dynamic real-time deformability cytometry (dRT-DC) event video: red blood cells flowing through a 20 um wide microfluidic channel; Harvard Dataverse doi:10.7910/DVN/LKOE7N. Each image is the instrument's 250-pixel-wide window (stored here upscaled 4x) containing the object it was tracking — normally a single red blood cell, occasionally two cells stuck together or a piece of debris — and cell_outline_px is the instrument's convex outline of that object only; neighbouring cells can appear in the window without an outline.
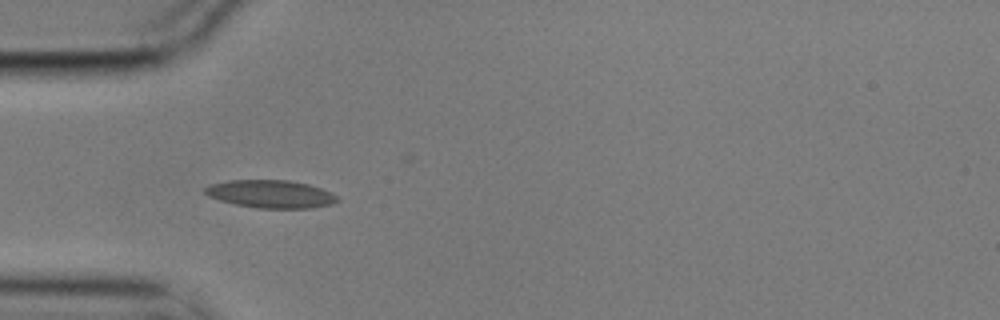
{"species": "common noctule bat (a hibernating species)", "species_latin": "Nyctalus noctula", "temperature_condition": "cold", "stored_images_in_passage": 4, "camera_frame_rate_fps": 3000, "um_per_image_px": 0.085, "animal": {"sex": "male", "body_mass_g": 17.9}, "frame": {"image": 1, "passage_image": 1, "time_ms": 0.0, "image_size_px": [1000, 320], "cell_outline_px": [[340, 200], [332, 204], [312, 208], [256, 208], [236, 204], [220, 200], [208, 196], [204, 192], [204, 188], [208, 184], [228, 180], [288, 180], [308, 184], [320, 188], [336, 196]], "centroid_in_image_um": [22.97, 16.49], "position_along_channel_um": 62.0, "area_um2": 21.44}}
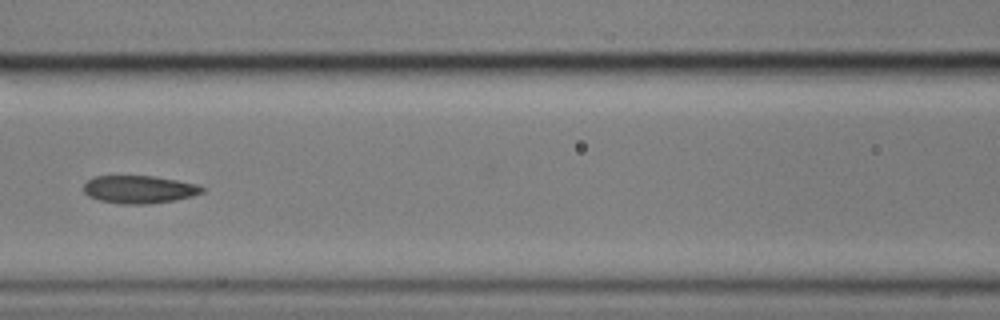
{"frame": {"image": 2, "passage_image": 3, "time_ms": 0.667, "image_size_px": [1000, 320], "cell_outline_px": [[204, 192], [192, 196], [176, 200], [148, 204], [120, 204], [100, 200], [88, 196], [84, 192], [84, 184], [92, 176], [156, 176], [200, 184], [204, 188]], "centroid_in_image_um": [11.86, 16.09], "position_along_channel_um": 154.7, "area_um2": 19.42}}
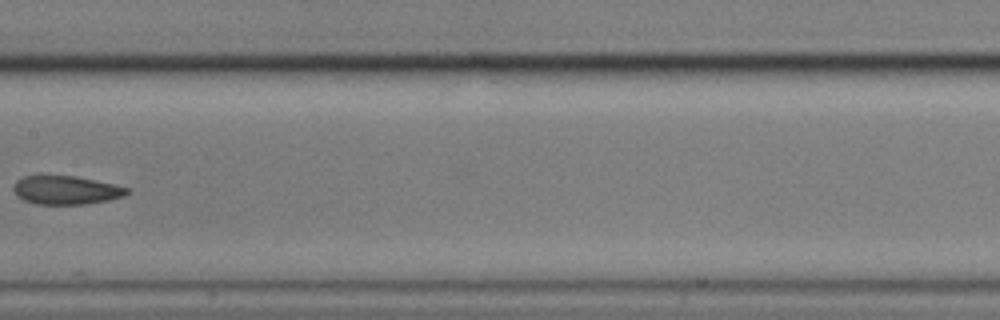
{"frame": {"image": 3, "passage_image": 4, "time_ms": 1.0, "image_size_px": [1000, 320], "cell_outline_px": [[132, 192], [124, 196], [108, 200], [88, 204], [36, 204], [24, 200], [16, 196], [12, 188], [16, 180], [24, 176], [40, 172], [76, 176], [132, 188]], "centroid_in_image_um": [5.58, 16.11], "position_along_channel_um": 201.8, "area_um2": 19.83}}